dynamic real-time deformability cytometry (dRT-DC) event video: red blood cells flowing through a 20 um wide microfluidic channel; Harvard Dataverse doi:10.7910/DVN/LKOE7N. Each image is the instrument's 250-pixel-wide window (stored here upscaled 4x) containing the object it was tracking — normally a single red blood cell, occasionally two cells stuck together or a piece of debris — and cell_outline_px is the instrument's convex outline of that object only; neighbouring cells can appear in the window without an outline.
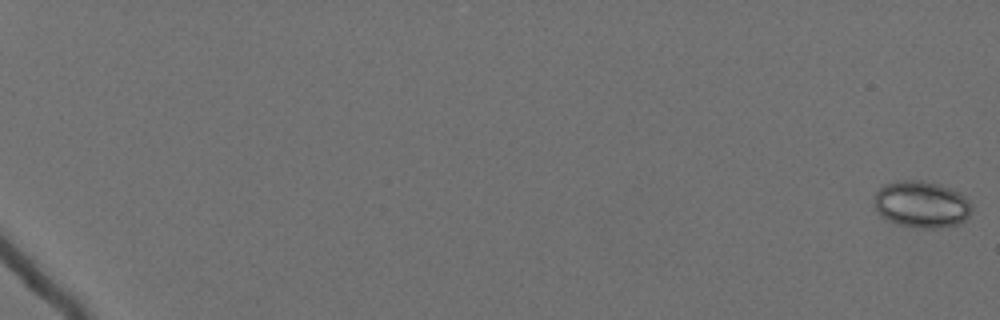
{"species": "Egyptian fruit bat (a non-hibernating species)", "species_latin": "Rousettus aegyptiacus", "temperature_condition": "cold", "stored_images_in_passage": 62, "camera_frame_rate_fps": 3000, "um_per_image_px": 0.085, "animal": {"sex": "female"}, "frame": {"image": 1, "passage_image": 1, "time_ms": 0.0, "image_size_px": [1000, 320], "cell_outline_px": [[972, 208], [968, 216], [964, 220], [956, 224], [936, 228], [924, 228], [900, 224], [888, 220], [876, 208], [876, 192], [884, 184], [896, 180], [924, 180], [948, 188], [964, 196], [968, 200]], "centroid_in_image_um": [78.33, 17.35], "position_along_channel_um": 6.7, "area_um2": 25.89}}
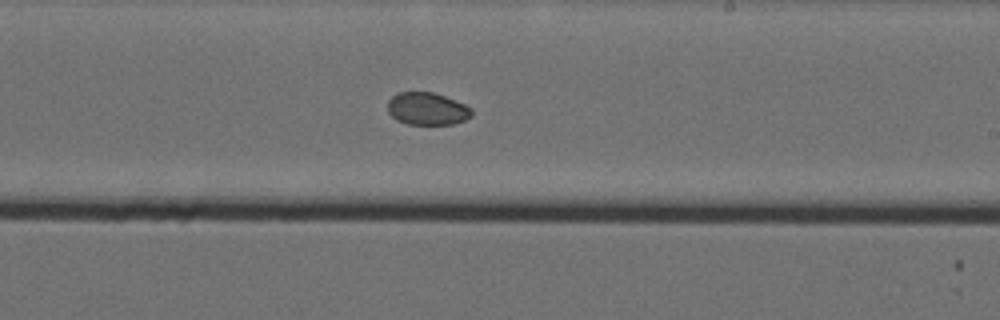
{"frame": {"image": 2, "passage_image": 42, "time_ms": 13.667, "image_size_px": [1000, 320], "cell_outline_px": [[472, 116], [464, 120], [452, 124], [408, 124], [396, 120], [388, 112], [388, 100], [396, 92], [432, 92], [444, 96], [464, 104], [472, 108]], "centroid_in_image_um": [36.29, 9.24], "position_along_channel_um": 252.7, "area_um2": 15.9}}
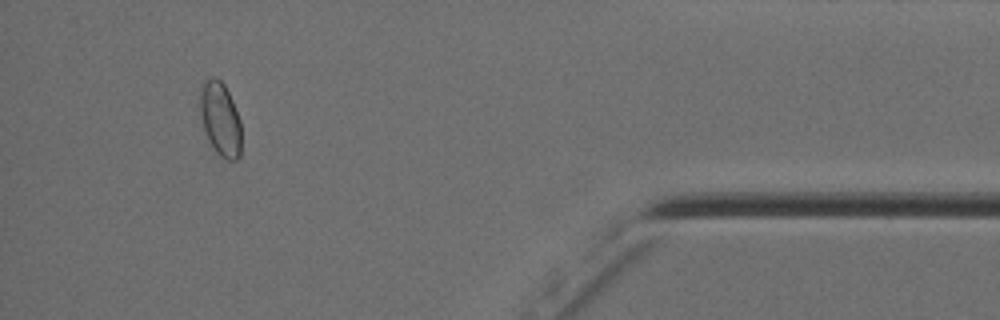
{"frame": {"image": 3, "passage_image": 59, "time_ms": 19.333, "image_size_px": [1000, 320], "cell_outline_px": [[240, 156], [236, 160], [228, 160], [220, 156], [216, 152], [208, 140], [204, 132], [200, 112], [200, 92], [204, 80], [212, 76], [216, 76], [224, 84], [232, 100], [240, 120]], "centroid_in_image_um": [18.71, 10.11], "position_along_channel_um": 416.5, "area_um2": 17.8}}